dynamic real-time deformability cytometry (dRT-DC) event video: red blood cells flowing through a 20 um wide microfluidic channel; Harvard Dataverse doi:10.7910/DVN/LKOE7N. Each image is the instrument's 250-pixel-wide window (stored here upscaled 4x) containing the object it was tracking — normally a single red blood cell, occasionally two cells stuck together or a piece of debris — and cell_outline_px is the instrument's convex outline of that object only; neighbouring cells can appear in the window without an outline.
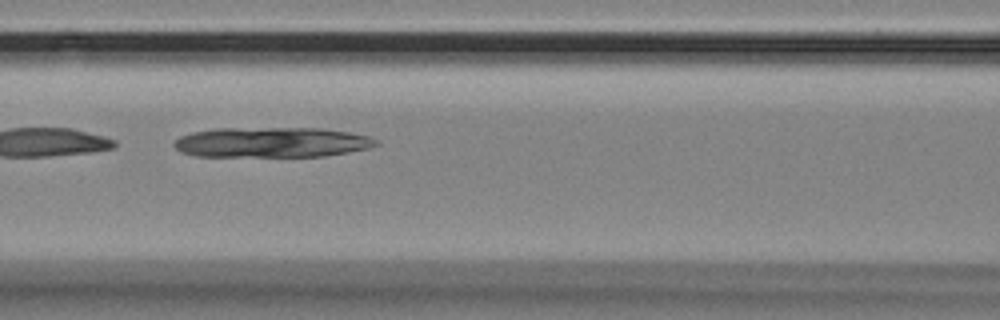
{"species": "Egyptian fruit bat (a non-hibernating species)", "species_latin": "Rousettus aegyptiacus", "temperature_condition": "room temperature", "stored_images_in_passage": 11, "camera_frame_rate_fps": 3000, "um_per_image_px": 0.085, "animal": {"sex": "female"}, "frame": {"image": 1, "passage_image": 4, "time_ms": 1.0, "image_size_px": [1000, 320], "cell_outline_px": [[380, 144], [368, 148], [348, 152], [324, 156], [196, 156], [180, 152], [172, 144], [180, 136], [192, 132], [216, 128], [324, 128], [348, 132], [368, 136], [380, 140]], "centroid_in_image_um": [23.11, 12.09], "position_along_channel_um": 143.5, "area_um2": 35.66}}